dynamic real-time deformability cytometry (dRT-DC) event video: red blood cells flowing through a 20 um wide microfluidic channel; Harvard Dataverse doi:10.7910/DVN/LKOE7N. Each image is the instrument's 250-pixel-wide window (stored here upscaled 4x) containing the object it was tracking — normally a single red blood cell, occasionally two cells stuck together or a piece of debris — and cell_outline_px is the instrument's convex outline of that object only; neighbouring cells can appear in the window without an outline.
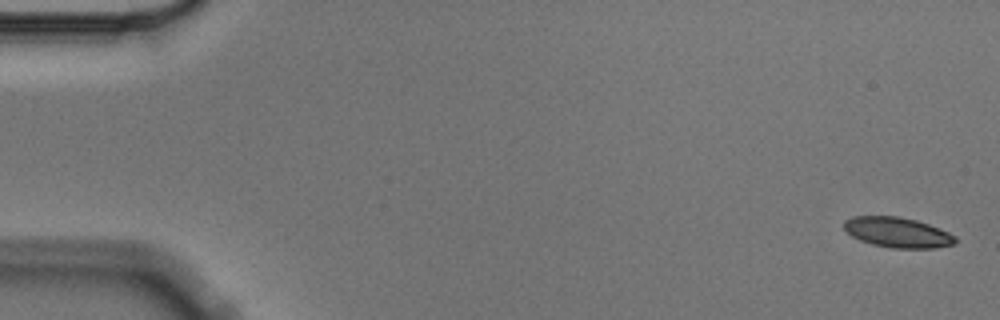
{"species": "Egyptian fruit bat (a non-hibernating species)", "species_latin": "Rousettus aegyptiacus", "temperature_condition": "cold", "stored_images_in_passage": 5, "camera_frame_rate_fps": 3000, "um_per_image_px": 0.085, "animal": {"sex": "male"}, "frame": {"image": 1, "passage_image": 1, "time_ms": 0.0, "image_size_px": [1000, 320], "cell_outline_px": [[956, 244], [936, 248], [892, 248], [872, 244], [860, 240], [852, 236], [844, 228], [844, 220], [856, 216], [900, 216], [916, 220], [928, 224], [948, 232], [956, 236]], "centroid_in_image_um": [76.31, 19.76], "position_along_channel_um": 8.7, "area_um2": 19.59}}
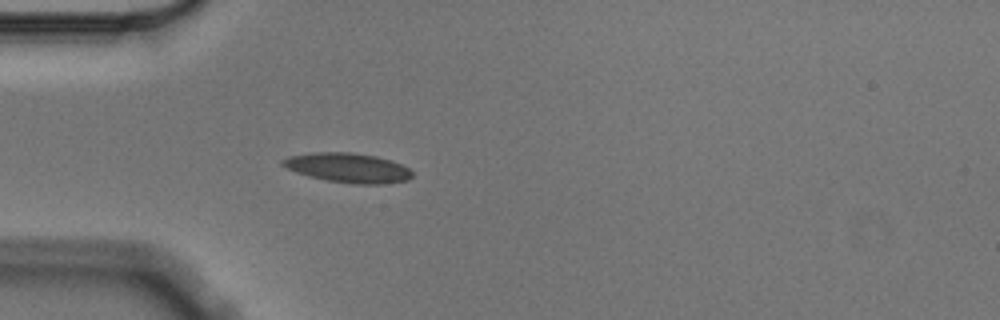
{"frame": {"image": 2, "passage_image": 5, "time_ms": 1.333, "image_size_px": [1000, 320], "cell_outline_px": [[412, 176], [408, 180], [384, 184], [356, 184], [328, 180], [308, 176], [296, 172], [280, 164], [280, 160], [288, 156], [312, 152], [348, 152], [376, 156], [400, 164], [408, 168], [412, 172]], "centroid_in_image_um": [29.54, 14.26], "position_along_channel_um": 55.5, "area_um2": 22.2}}